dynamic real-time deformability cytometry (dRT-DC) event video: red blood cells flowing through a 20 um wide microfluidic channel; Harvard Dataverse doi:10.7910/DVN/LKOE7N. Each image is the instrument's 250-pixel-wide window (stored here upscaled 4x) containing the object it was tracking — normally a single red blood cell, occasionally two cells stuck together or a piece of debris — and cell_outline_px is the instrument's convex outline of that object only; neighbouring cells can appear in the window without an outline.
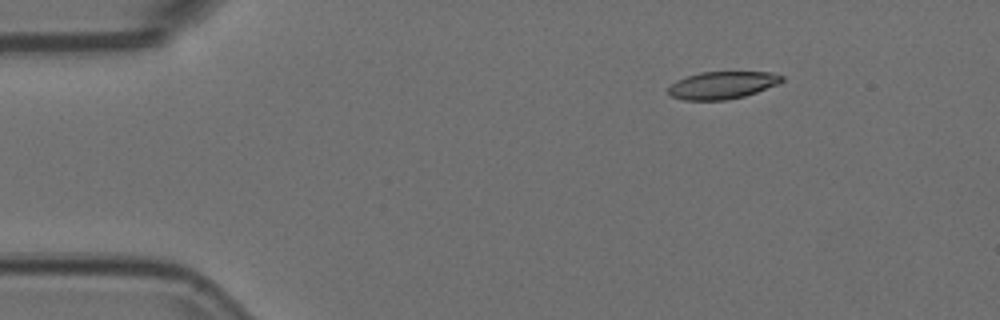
{"species": "Egyptian fruit bat (a non-hibernating species)", "species_latin": "Rousettus aegyptiacus", "temperature_condition": "room temperature", "stored_images_in_passage": 6, "camera_frame_rate_fps": 3000, "um_per_image_px": 0.085, "animal": {"sex": "female"}, "frame": {"image": 1, "passage_image": 2, "time_ms": 0.333, "image_size_px": [1000, 320], "cell_outline_px": [[784, 80], [776, 84], [756, 92], [744, 96], [724, 100], [684, 100], [672, 96], [668, 92], [668, 88], [676, 80], [700, 72], [772, 72], [784, 76]], "centroid_in_image_um": [61.39, 7.23], "position_along_channel_um": 23.6, "area_um2": 17.98}}
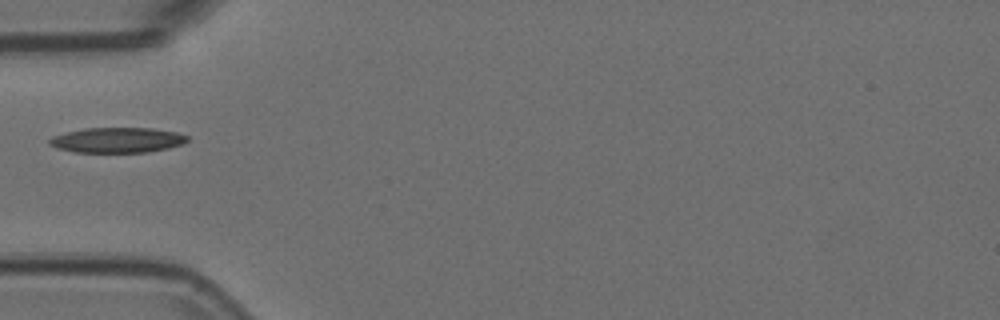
{"frame": {"image": 2, "passage_image": 5, "time_ms": 1.333, "image_size_px": [1000, 320], "cell_outline_px": [[188, 140], [184, 144], [168, 148], [148, 152], [76, 152], [56, 148], [48, 144], [48, 140], [52, 136], [64, 132], [84, 128], [152, 128], [176, 132], [188, 136]], "centroid_in_image_um": [9.95, 11.9], "position_along_channel_um": 75.1, "area_um2": 20.4}}
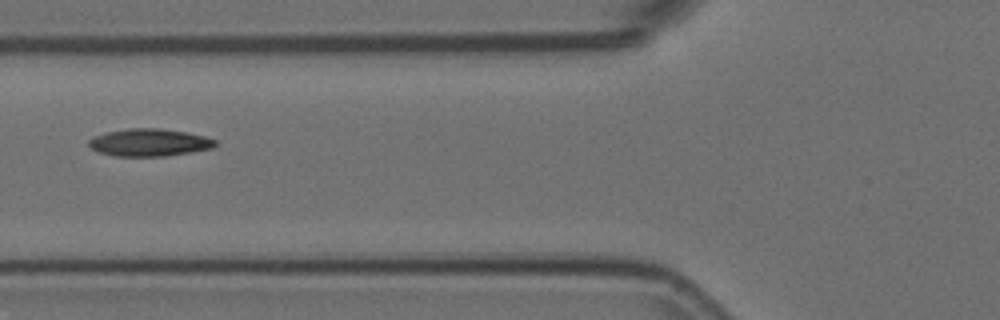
{"frame": {"image": 3, "passage_image": 6, "time_ms": 1.667, "image_size_px": [1000, 320], "cell_outline_px": [[216, 144], [212, 148], [164, 156], [116, 156], [100, 152], [92, 148], [88, 144], [88, 140], [92, 136], [104, 132], [128, 128], [160, 128], [188, 132], [204, 136], [216, 140]], "centroid_in_image_um": [12.66, 12.09], "position_along_channel_um": 113.1, "area_um2": 20.23}}